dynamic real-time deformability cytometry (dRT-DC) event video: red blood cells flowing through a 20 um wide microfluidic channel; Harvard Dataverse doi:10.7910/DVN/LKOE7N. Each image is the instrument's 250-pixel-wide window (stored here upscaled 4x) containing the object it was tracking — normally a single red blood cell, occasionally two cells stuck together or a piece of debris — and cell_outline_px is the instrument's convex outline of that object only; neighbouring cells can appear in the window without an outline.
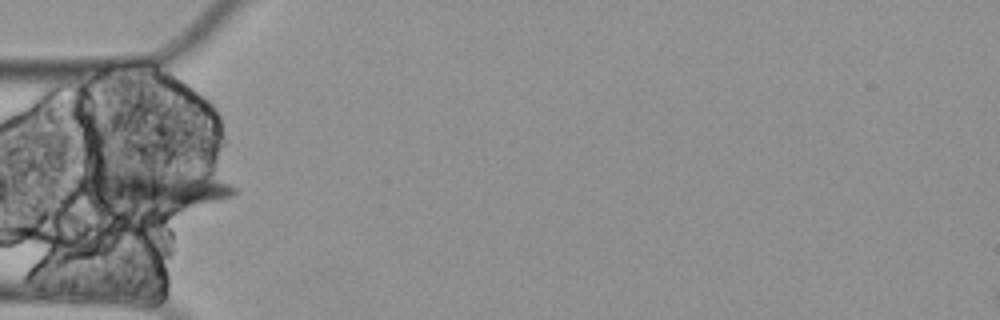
{"species": "Egyptian fruit bat (a non-hibernating species)", "species_latin": "Rousettus aegyptiacus", "temperature_condition": "cold", "stored_images_in_passage": 10, "segment_of_instrument_passage": [1, 2], "camera_frame_rate_fps": 3000, "um_per_image_px": 0.085, "animal": {"sex": "female"}, "frame": {"image": 1, "passage_image": 5, "time_ms": 1.333, "image_size_px": [1000, 320], "cell_outline_px": [[236, 192], [232, 196], [168, 216], [104, 204], [88, 200], [88, 180], [92, 172], [180, 172], [216, 180], [228, 184], [236, 188]], "centroid_in_image_um": [13.26, 16.24], "position_along_channel_um": 71.7, "area_um2": 34.56}}